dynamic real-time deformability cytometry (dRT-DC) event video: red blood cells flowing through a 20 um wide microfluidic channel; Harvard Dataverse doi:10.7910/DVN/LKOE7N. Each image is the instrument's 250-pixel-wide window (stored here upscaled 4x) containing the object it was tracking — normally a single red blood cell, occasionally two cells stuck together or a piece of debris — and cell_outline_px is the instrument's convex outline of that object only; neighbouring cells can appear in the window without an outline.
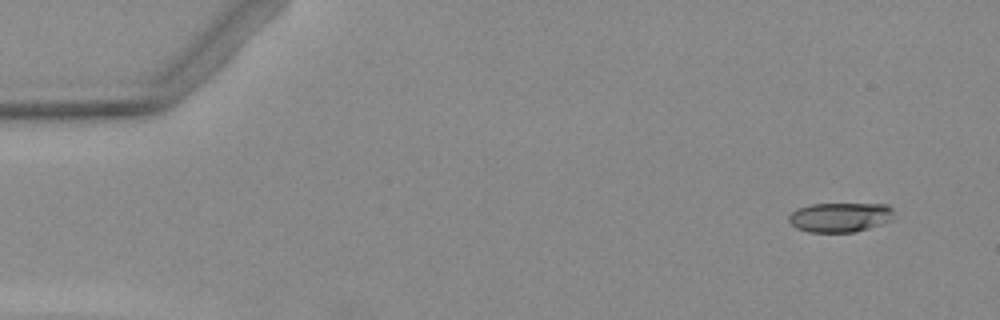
{"species": "Egyptian fruit bat (a non-hibernating species)", "species_latin": "Rousettus aegyptiacus", "temperature_condition": "warm", "stored_images_in_passage": 4, "camera_frame_rate_fps": 3000, "um_per_image_px": 0.085, "animal": {"sex": "female"}, "frame": {"image": 1, "passage_image": 1, "time_ms": 0.0, "image_size_px": [1000, 320], "cell_outline_px": [[892, 220], [856, 232], [808, 232], [796, 228], [788, 220], [788, 216], [796, 208], [812, 204], [888, 204], [892, 208]], "centroid_in_image_um": [71.38, 18.46], "position_along_channel_um": 13.6, "area_um2": 18.09}}
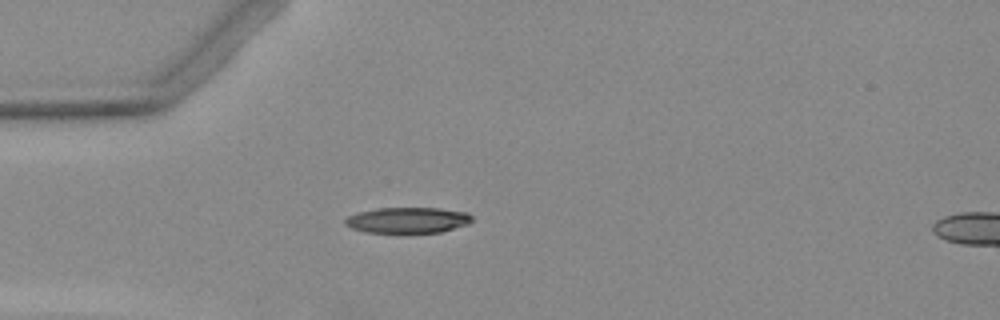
{"frame": {"image": 2, "passage_image": 4, "time_ms": 3.667, "image_size_px": [1000, 320], "cell_outline_px": [[472, 220], [468, 224], [440, 232], [368, 232], [352, 228], [344, 224], [344, 220], [348, 216], [356, 212], [380, 208], [440, 208], [468, 212], [472, 216]], "centroid_in_image_um": [34.66, 18.7], "position_along_channel_um": 50.3, "area_um2": 18.96}}